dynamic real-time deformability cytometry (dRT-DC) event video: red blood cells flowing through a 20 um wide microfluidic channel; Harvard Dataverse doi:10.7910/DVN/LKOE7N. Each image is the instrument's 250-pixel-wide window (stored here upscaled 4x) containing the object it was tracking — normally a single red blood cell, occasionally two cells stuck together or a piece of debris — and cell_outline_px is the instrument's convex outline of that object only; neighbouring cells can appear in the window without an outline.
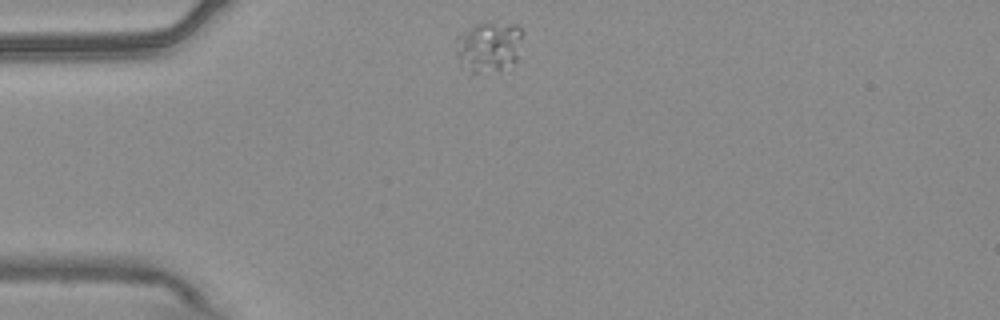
{"species": "common noctule bat (a hibernating species)", "species_latin": "Nyctalus noctula", "temperature_condition": "warm", "stored_images_in_passage": 44, "camera_frame_rate_fps": 3000, "um_per_image_px": 0.085, "animal": {"sex": "male", "body_mass_g": 20.4}, "frame": {"image": 1, "passage_image": 1, "time_ms": 0.0, "image_size_px": [1000, 320], "cell_outline_px": [[524, 32], [516, 60], [500, 76], [472, 72], [460, 64], [456, 52], [456, 36], [460, 32], [476, 24], [516, 24]], "centroid_in_image_um": [41.56, 4.05], "position_along_channel_um": 43.4, "area_um2": 20.29}}
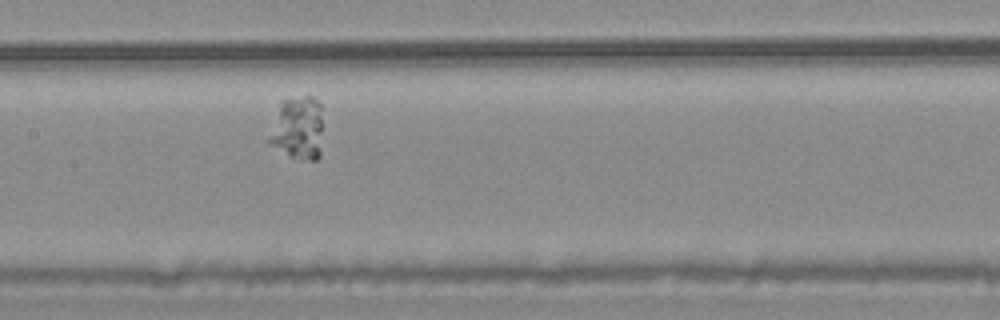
{"frame": {"image": 2, "passage_image": 15, "time_ms": 4.667, "image_size_px": [1000, 320], "cell_outline_px": [[320, 156], [316, 160], [308, 160], [292, 156], [268, 144], [264, 140], [280, 100], [308, 96], [312, 96], [320, 104]], "centroid_in_image_um": [25.21, 10.88], "position_along_channel_um": 182.2, "area_um2": 19.94}}
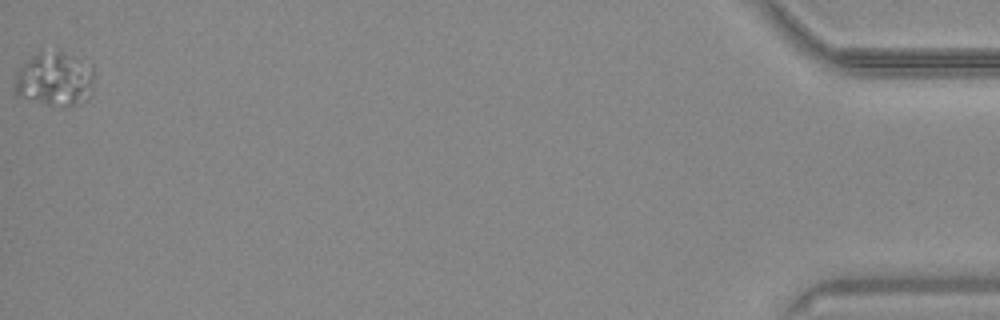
{"frame": {"image": 3, "passage_image": 44, "time_ms": 14.333, "image_size_px": [1000, 320], "cell_outline_px": [[96, 72], [92, 96], [88, 100], [80, 104], [48, 104], [16, 96], [16, 72], [40, 48], [60, 48], [92, 64]], "centroid_in_image_um": [4.74, 6.63], "position_along_channel_um": 430.5, "area_um2": 26.07}}